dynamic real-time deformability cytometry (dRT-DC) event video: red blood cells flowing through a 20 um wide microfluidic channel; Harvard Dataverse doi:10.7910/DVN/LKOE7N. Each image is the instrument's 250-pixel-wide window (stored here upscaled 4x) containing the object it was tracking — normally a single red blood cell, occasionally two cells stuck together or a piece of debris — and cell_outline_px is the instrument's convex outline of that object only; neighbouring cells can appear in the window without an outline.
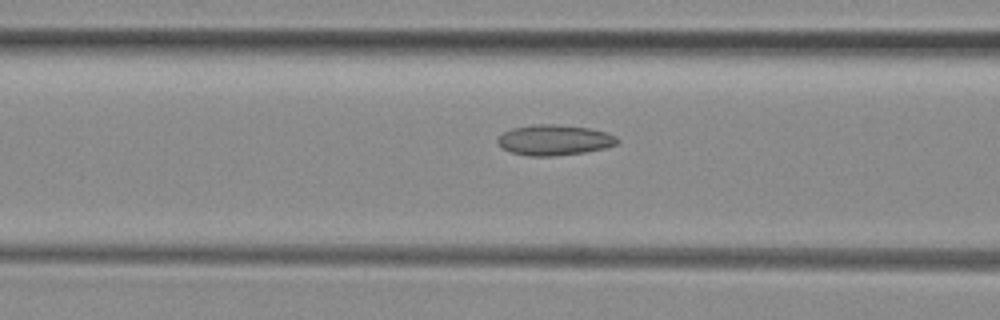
{"species": "common noctule bat (a hibernating species)", "species_latin": "Nyctalus noctula", "temperature_condition": "room temperature", "stored_images_in_passage": 15, "camera_frame_rate_fps": 3000, "um_per_image_px": 0.085, "animal": {"sex": "female", "body_mass_g": 29.2, "forearm_length_mm": 56.3}, "frame": {"image": 1, "passage_image": 13, "time_ms": 4.0, "image_size_px": [1000, 320], "cell_outline_px": [[620, 140], [616, 144], [604, 148], [584, 152], [556, 156], [528, 156], [508, 152], [496, 140], [504, 132], [512, 128], [536, 124], [552, 124], [588, 128], [604, 132], [616, 136]], "centroid_in_image_um": [47.1, 11.91], "position_along_channel_um": 119.5, "area_um2": 21.1}}